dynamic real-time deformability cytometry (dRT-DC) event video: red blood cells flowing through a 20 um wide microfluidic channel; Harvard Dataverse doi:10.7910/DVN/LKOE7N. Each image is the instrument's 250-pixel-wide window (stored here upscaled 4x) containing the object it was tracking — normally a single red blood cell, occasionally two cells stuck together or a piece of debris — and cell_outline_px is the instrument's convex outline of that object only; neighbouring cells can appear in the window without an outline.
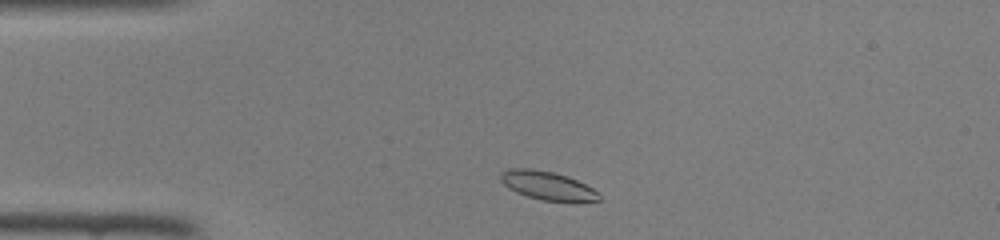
{"species": "common noctule bat (a hibernating species)", "species_latin": "Nyctalus noctula", "temperature_condition": "room temperature", "stored_images_in_passage": 38, "camera_frame_rate_fps": 3000, "um_per_image_px": 0.085, "animal": {"sex": "female", "body_mass_g": 22.0, "forearm_length_mm": 56.7}, "frame": {"image": 1, "passage_image": 2, "time_ms": 0.333, "image_size_px": [1000, 240], "cell_outline_px": [[600, 200], [540, 200], [516, 192], [508, 188], [500, 180], [500, 172], [508, 168], [532, 168], [552, 172], [568, 176], [592, 188], [600, 196]], "centroid_in_image_um": [46.44, 15.74], "position_along_channel_um": 38.6, "area_um2": 16.01}}
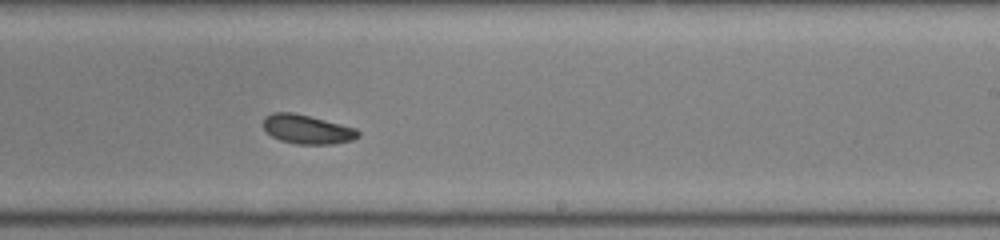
{"frame": {"image": 2, "passage_image": 20, "time_ms": 6.333, "image_size_px": [1000, 240], "cell_outline_px": [[360, 136], [352, 140], [332, 144], [296, 144], [280, 140], [272, 136], [264, 128], [264, 116], [272, 112], [292, 112], [356, 128], [360, 132]], "centroid_in_image_um": [26.1, 10.99], "position_along_channel_um": 262.9, "area_um2": 15.95}}
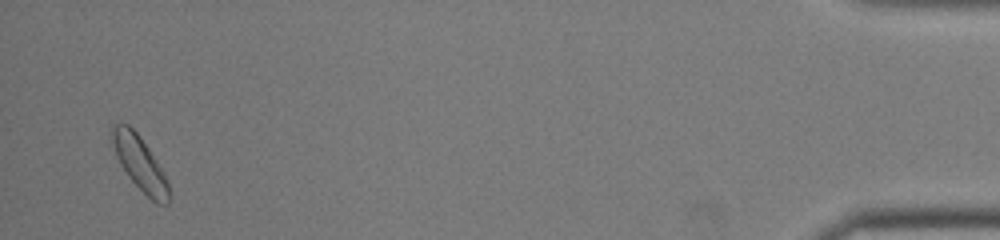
{"frame": {"image": 3, "passage_image": 37, "time_ms": 12.0, "image_size_px": [1000, 240], "cell_outline_px": [[168, 204], [156, 204], [128, 176], [120, 164], [116, 156], [108, 136], [112, 124], [128, 124], [140, 136], [148, 148], [160, 168], [168, 184]], "centroid_in_image_um": [11.8, 13.82], "position_along_channel_um": 423.4, "area_um2": 17.57}}